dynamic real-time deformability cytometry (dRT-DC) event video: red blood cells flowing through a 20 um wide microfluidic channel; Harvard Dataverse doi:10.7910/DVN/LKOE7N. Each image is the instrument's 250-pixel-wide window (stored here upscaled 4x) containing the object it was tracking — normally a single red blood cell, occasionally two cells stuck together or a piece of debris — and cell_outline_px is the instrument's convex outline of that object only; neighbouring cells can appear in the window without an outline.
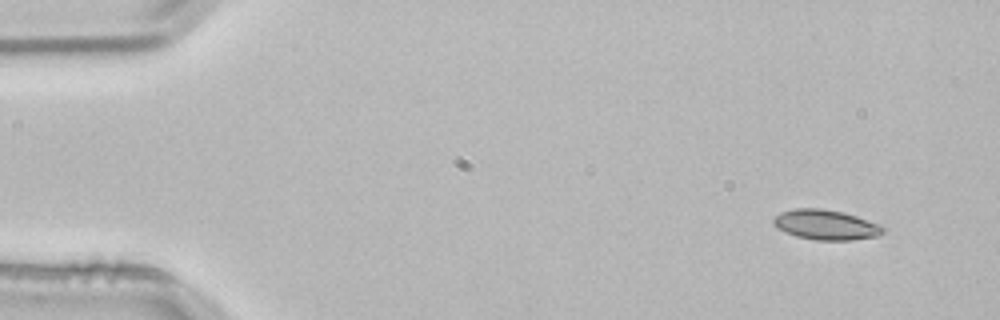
{"species": "common noctule bat (a hibernating species)", "species_latin": "Nyctalus noctula", "temperature_condition": "room temperature", "stored_images_in_passage": 3, "camera_frame_rate_fps": 3000, "um_per_image_px": 0.085, "animal": {"sex": "male", "body_mass_g": 21.5, "forearm_length_mm": 52.0}, "frame": {"image": 1, "passage_image": 1, "time_ms": 0.0, "image_size_px": [1000, 320], "cell_outline_px": [[888, 228], [884, 232], [876, 236], [852, 240], [816, 240], [796, 236], [772, 224], [772, 220], [780, 212], [796, 208], [820, 208], [844, 212], [880, 224]], "centroid_in_image_um": [70.24, 19.1], "position_along_channel_um": 14.8, "area_um2": 19.13}}
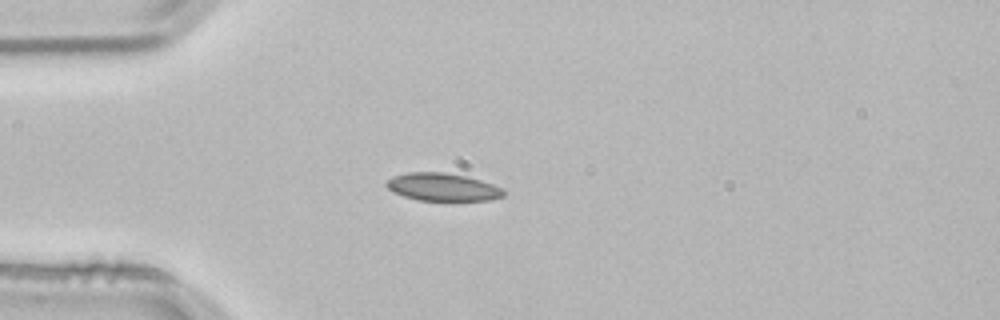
{"frame": {"image": 2, "passage_image": 3, "time_ms": 0.667, "image_size_px": [1000, 320], "cell_outline_px": [[504, 196], [488, 200], [420, 200], [404, 196], [392, 192], [384, 184], [392, 176], [408, 172], [444, 172], [464, 176], [480, 180], [504, 188]], "centroid_in_image_um": [37.6, 15.89], "position_along_channel_um": 47.4, "area_um2": 18.84}}